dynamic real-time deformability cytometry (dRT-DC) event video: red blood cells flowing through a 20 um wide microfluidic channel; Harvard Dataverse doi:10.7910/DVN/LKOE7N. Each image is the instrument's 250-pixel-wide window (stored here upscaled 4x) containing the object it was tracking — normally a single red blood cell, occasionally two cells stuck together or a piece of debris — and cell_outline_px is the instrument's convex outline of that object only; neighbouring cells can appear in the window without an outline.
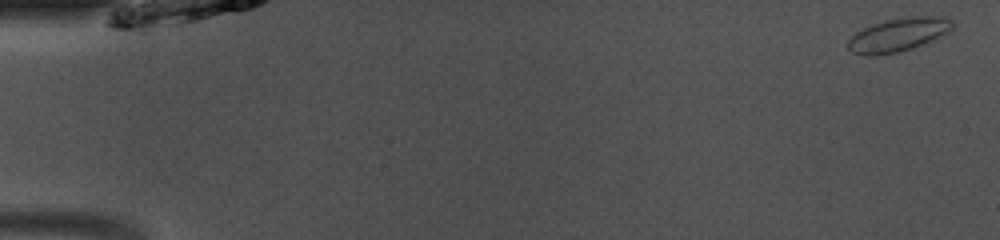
{"species": "common noctule bat (a hibernating species)", "species_latin": "Nyctalus noctula", "temperature_condition": "room temperature", "stored_images_in_passage": 49, "camera_frame_rate_fps": 3000, "um_per_image_px": 0.085, "animal": {"sex": "male", "body_mass_g": 13.0, "forearm_length_mm": 53.1}, "frame": {"image": 1, "passage_image": 1, "time_ms": 0.0, "image_size_px": [1000, 240], "cell_outline_px": [[956, 24], [948, 32], [932, 40], [912, 48], [896, 52], [876, 56], [864, 56], [852, 52], [848, 48], [848, 40], [856, 32], [872, 24], [888, 20], [916, 16], [948, 16]], "centroid_in_image_um": [76.38, 2.95], "position_along_channel_um": 8.6, "area_um2": 20.35}}
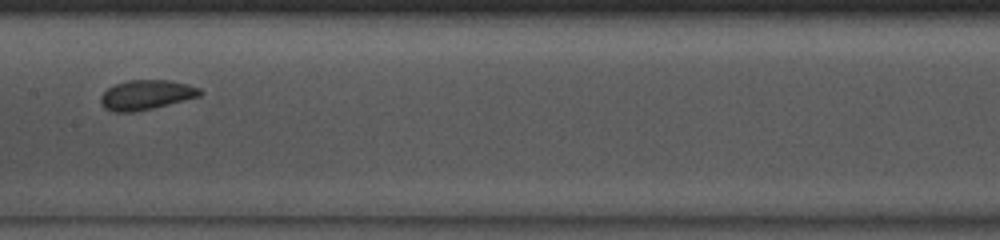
{"frame": {"image": 2, "passage_image": 25, "time_ms": 8.0, "image_size_px": [1000, 240], "cell_outline_px": [[204, 92], [200, 96], [152, 108], [132, 112], [112, 112], [104, 108], [100, 104], [100, 96], [108, 88], [116, 84], [128, 80], [168, 80], [188, 84], [200, 88]], "centroid_in_image_um": [12.41, 8.06], "position_along_channel_um": 195.0, "area_um2": 17.17}}
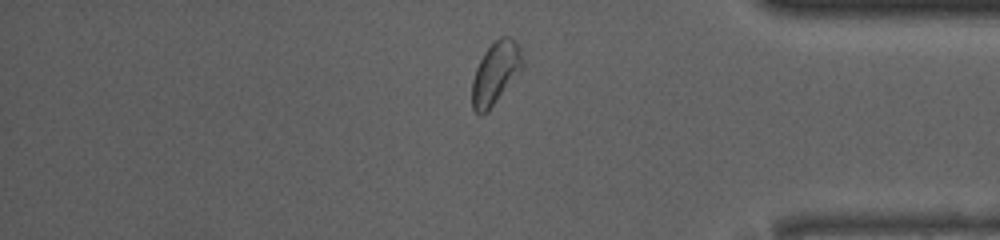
{"frame": {"image": 3, "passage_image": 41, "time_ms": 13.333, "image_size_px": [1000, 240], "cell_outline_px": [[524, 68], [488, 112], [480, 116], [472, 108], [472, 80], [476, 68], [484, 52], [500, 36], [508, 36], [520, 48], [524, 60]], "centroid_in_image_um": [42.13, 6.24], "position_along_channel_um": 393.1, "area_um2": 18.5}, "authors_computed_cell_mechanics": {"area_um2": 17.4556, "velocity_mm_per_s": 4.0607, "shape_relaxation_time_tau1_ms": 6.7228, "shape_relaxation_time_tau2_ms": 0.4541, "deformation_change_tau1": 0.1015, "deformation_change_tau2": 0.0199}}